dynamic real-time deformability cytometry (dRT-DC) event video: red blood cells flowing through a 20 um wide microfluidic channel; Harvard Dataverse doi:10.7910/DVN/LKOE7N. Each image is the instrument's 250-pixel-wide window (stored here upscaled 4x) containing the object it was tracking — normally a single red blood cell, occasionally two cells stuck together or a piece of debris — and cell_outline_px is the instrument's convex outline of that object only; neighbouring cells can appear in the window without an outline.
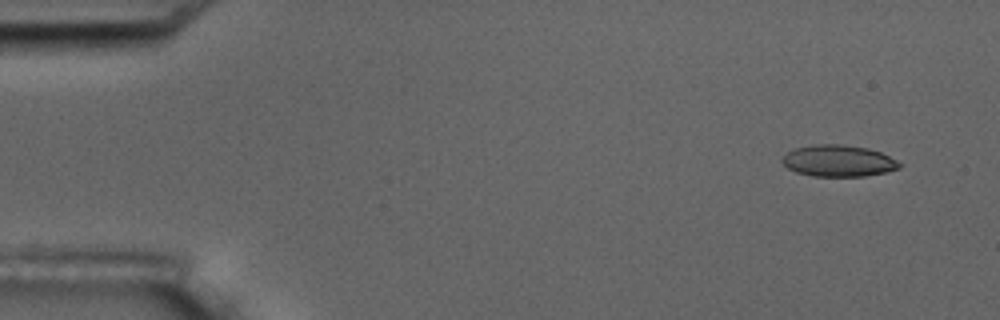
{"species": "common noctule bat (a hibernating species)", "species_latin": "Nyctalus noctula", "temperature_condition": "room temperature", "stored_images_in_passage": 16, "camera_frame_rate_fps": 3000, "um_per_image_px": 0.085, "animal": {"sex": "male", "body_mass_g": 17.5, "forearm_length_mm": 52.3}, "frame": {"image": 1, "passage_image": 1, "time_ms": 0.0, "image_size_px": [1000, 320], "cell_outline_px": [[904, 164], [900, 168], [888, 172], [864, 176], [812, 176], [796, 172], [788, 168], [780, 160], [788, 152], [796, 148], [816, 144], [844, 144], [868, 148], [880, 152]], "centroid_in_image_um": [71.3, 13.67], "position_along_channel_um": 13.7, "area_um2": 21.62}}
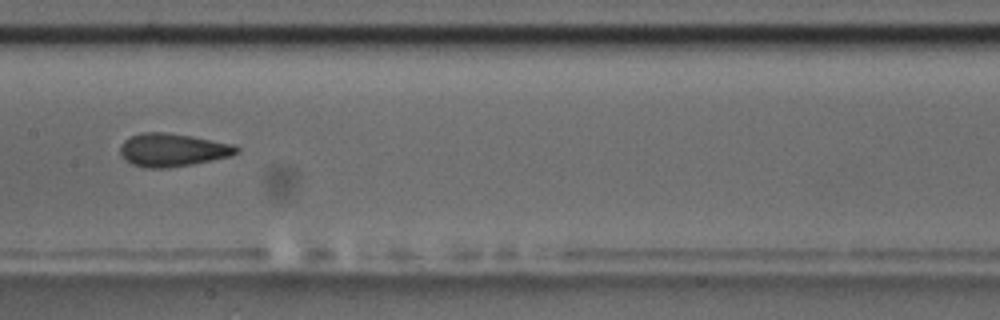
{"frame": {"image": 2, "passage_image": 8, "time_ms": 8.0, "image_size_px": [1000, 320], "cell_outline_px": [[240, 152], [228, 156], [192, 164], [168, 168], [144, 168], [132, 164], [124, 160], [120, 152], [120, 144], [124, 140], [140, 132], [164, 132], [192, 136], [232, 144], [240, 148]], "centroid_in_image_um": [14.63, 12.74], "position_along_channel_um": 192.8, "area_um2": 22.43}}
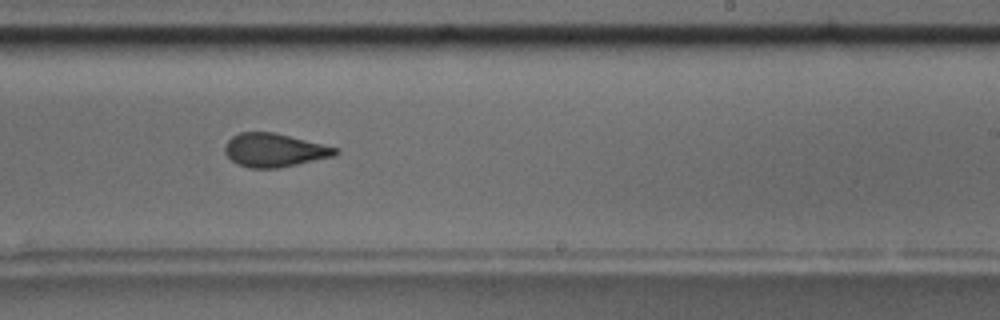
{"frame": {"image": 3, "passage_image": 10, "time_ms": 10.0, "image_size_px": [1000, 320], "cell_outline_px": [[340, 152], [332, 156], [296, 164], [276, 168], [248, 168], [236, 164], [224, 152], [224, 148], [228, 140], [232, 136], [240, 132], [276, 132], [340, 148]], "centroid_in_image_um": [23.31, 12.75], "position_along_channel_um": 265.7, "area_um2": 21.62}, "authors_computed_cell_mechanics": {"area_um2": 21.675, "velocity_mm_per_s": 3.6587, "shape_relaxation_time_tau1_ms": 2.5446, "shape_relaxation_time_tau2_ms": 1.3224, "deformation_change_tau1": 0.1042, "deformation_change_tau2": 0.0656}}